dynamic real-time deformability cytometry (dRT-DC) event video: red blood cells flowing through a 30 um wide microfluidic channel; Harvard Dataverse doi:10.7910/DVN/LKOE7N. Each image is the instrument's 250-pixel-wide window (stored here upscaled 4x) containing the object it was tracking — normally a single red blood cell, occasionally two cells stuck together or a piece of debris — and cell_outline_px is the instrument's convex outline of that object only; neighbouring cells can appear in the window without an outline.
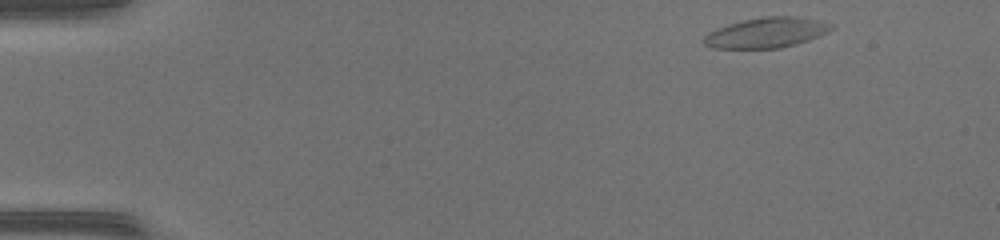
{"species": "common noctule bat (a hibernating species)", "species_latin": "Nyctalus noctula", "temperature_condition": "warm", "stored_images_in_passage": 45, "camera_frame_rate_fps": 3000, "um_per_image_px": 0.085, "animal": {"sex": "female", "body_mass_g": 17.0, "forearm_length_mm": 48.0}, "frame": {"image": 1, "passage_image": 1, "time_ms": 0.0, "image_size_px": [1000, 240], "cell_outline_px": [[832, 28], [828, 32], [808, 40], [780, 48], [712, 48], [704, 44], [704, 36], [708, 32], [716, 28], [728, 24], [744, 20], [764, 16], [796, 16], [816, 20], [832, 24]], "centroid_in_image_um": [65.11, 2.77], "position_along_channel_um": 19.9, "area_um2": 22.25}}
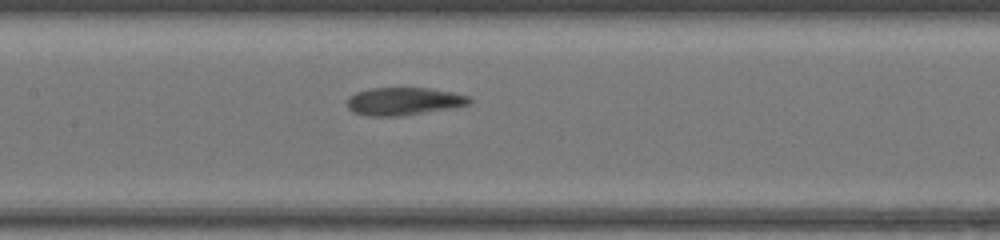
{"frame": {"image": 2, "passage_image": 20, "time_ms": 6.333, "image_size_px": [1000, 240], "cell_outline_px": [[472, 100], [468, 104], [452, 108], [400, 116], [372, 116], [352, 112], [348, 108], [348, 96], [356, 92], [368, 88], [428, 88], [452, 92], [468, 96]], "centroid_in_image_um": [34.29, 8.6], "position_along_channel_um": 173.1, "area_um2": 19.71}}
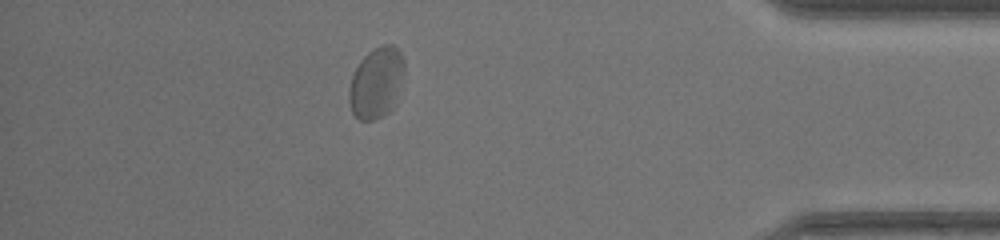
{"frame": {"image": 3, "passage_image": 39, "time_ms": 12.667, "image_size_px": [1000, 240], "cell_outline_px": [[404, 72], [396, 104], [384, 116], [372, 120], [360, 120], [352, 112], [348, 100], [348, 92], [352, 76], [360, 60], [372, 48], [380, 44], [392, 44], [400, 52], [404, 60]], "centroid_in_image_um": [32.0, 7.02], "position_along_channel_um": 403.2, "area_um2": 23.12}, "authors_computed_cell_mechanics": {"area_um2": 21.2126, "velocity_mm_per_s": 4.2307, "shape_relaxation_time_tau1_ms": 7.2368, "shape_relaxation_time_tau2_ms": 0.8595, "deformation_change_tau1": 0.1526, "deformation_change_tau2": 0.0522}}